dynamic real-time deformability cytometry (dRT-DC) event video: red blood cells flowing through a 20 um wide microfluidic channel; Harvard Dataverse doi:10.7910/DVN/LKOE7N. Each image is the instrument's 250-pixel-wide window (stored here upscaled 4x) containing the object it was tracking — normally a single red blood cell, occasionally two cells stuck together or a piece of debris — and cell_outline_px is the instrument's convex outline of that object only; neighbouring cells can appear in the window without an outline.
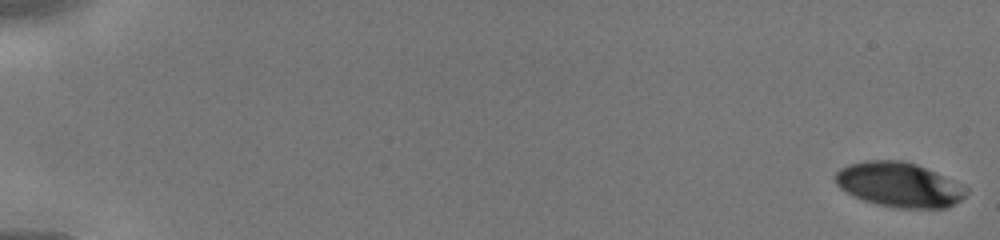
{"species": "human", "species_latin": "Homo sapiens", "temperature_condition": "cold", "stored_images_in_passage": 46, "camera_frame_rate_fps": 3000, "um_per_image_px": 0.085, "donor": {"sex": "male"}, "frame": {"image": 1, "passage_image": 1, "time_ms": 0.0, "image_size_px": [1000, 240], "cell_outline_px": [[968, 192], [960, 200], [944, 208], [896, 208], [876, 204], [864, 200], [840, 188], [836, 184], [836, 172], [840, 168], [848, 164], [864, 160], [900, 160], [916, 164], [968, 188]], "centroid_in_image_um": [76.39, 15.7], "position_along_channel_um": 8.6, "area_um2": 33.64}}
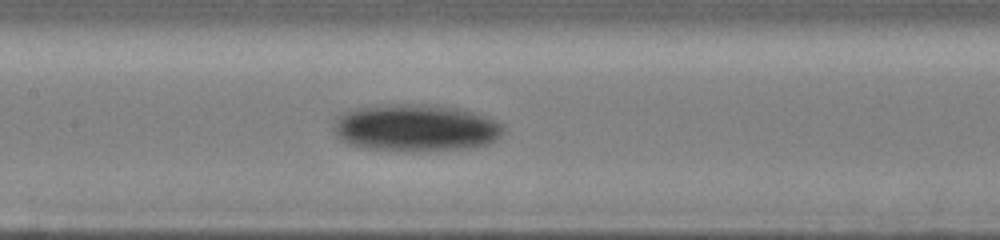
{"frame": {"image": 2, "passage_image": 24, "time_ms": 7.667, "image_size_px": [1000, 240], "cell_outline_px": [[504, 132], [496, 140], [488, 144], [468, 148], [416, 152], [412, 152], [364, 148], [348, 144], [340, 140], [336, 136], [332, 128], [336, 116], [344, 112], [356, 108], [380, 104], [436, 104], [464, 108], [476, 112], [496, 120], [504, 124]], "centroid_in_image_um": [35.34, 10.86], "position_along_channel_um": 172.1, "area_um2": 47.92}}
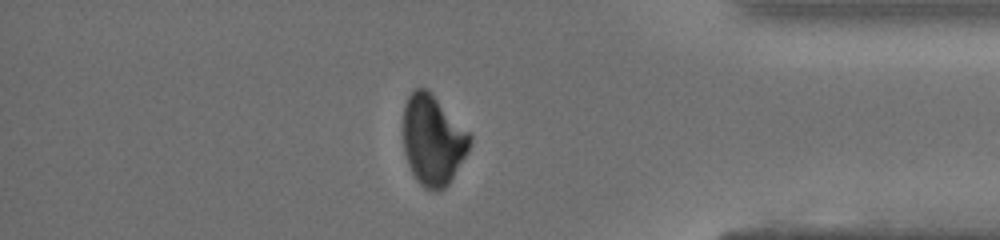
{"frame": {"image": 3, "passage_image": 40, "time_ms": 13.0, "image_size_px": [1000, 240], "cell_outline_px": [[472, 140], [468, 152], [448, 184], [444, 188], [436, 192], [424, 188], [416, 180], [408, 164], [404, 152], [404, 104], [412, 88], [428, 88], [472, 136]], "centroid_in_image_um": [36.79, 11.9], "position_along_channel_um": 398.4, "area_um2": 35.14}}